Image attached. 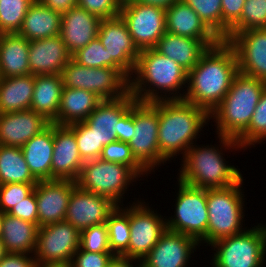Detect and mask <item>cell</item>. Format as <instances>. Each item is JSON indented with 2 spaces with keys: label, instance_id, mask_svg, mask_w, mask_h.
<instances>
[{
  "label": "cell",
  "instance_id": "48",
  "mask_svg": "<svg viewBox=\"0 0 266 267\" xmlns=\"http://www.w3.org/2000/svg\"><path fill=\"white\" fill-rule=\"evenodd\" d=\"M35 191L17 203L8 214L32 222L38 226V211Z\"/></svg>",
  "mask_w": 266,
  "mask_h": 267
},
{
  "label": "cell",
  "instance_id": "44",
  "mask_svg": "<svg viewBox=\"0 0 266 267\" xmlns=\"http://www.w3.org/2000/svg\"><path fill=\"white\" fill-rule=\"evenodd\" d=\"M37 183H10L0 185V210L8 213L17 203L29 196Z\"/></svg>",
  "mask_w": 266,
  "mask_h": 267
},
{
  "label": "cell",
  "instance_id": "11",
  "mask_svg": "<svg viewBox=\"0 0 266 267\" xmlns=\"http://www.w3.org/2000/svg\"><path fill=\"white\" fill-rule=\"evenodd\" d=\"M63 86L94 92L102 100L119 99L129 92V81L110 67H84L70 60L62 73Z\"/></svg>",
  "mask_w": 266,
  "mask_h": 267
},
{
  "label": "cell",
  "instance_id": "1",
  "mask_svg": "<svg viewBox=\"0 0 266 267\" xmlns=\"http://www.w3.org/2000/svg\"><path fill=\"white\" fill-rule=\"evenodd\" d=\"M237 73L235 50L227 41L221 40L208 48L198 64L188 72V85L183 100L211 114L229 91Z\"/></svg>",
  "mask_w": 266,
  "mask_h": 267
},
{
  "label": "cell",
  "instance_id": "17",
  "mask_svg": "<svg viewBox=\"0 0 266 267\" xmlns=\"http://www.w3.org/2000/svg\"><path fill=\"white\" fill-rule=\"evenodd\" d=\"M116 206L109 198L85 191L76 185L69 198L65 221L81 232L93 225L106 223L108 215Z\"/></svg>",
  "mask_w": 266,
  "mask_h": 267
},
{
  "label": "cell",
  "instance_id": "28",
  "mask_svg": "<svg viewBox=\"0 0 266 267\" xmlns=\"http://www.w3.org/2000/svg\"><path fill=\"white\" fill-rule=\"evenodd\" d=\"M30 41L18 33L0 34V78L30 74Z\"/></svg>",
  "mask_w": 266,
  "mask_h": 267
},
{
  "label": "cell",
  "instance_id": "27",
  "mask_svg": "<svg viewBox=\"0 0 266 267\" xmlns=\"http://www.w3.org/2000/svg\"><path fill=\"white\" fill-rule=\"evenodd\" d=\"M210 47L206 41L166 32L154 49L161 55L174 60L189 72Z\"/></svg>",
  "mask_w": 266,
  "mask_h": 267
},
{
  "label": "cell",
  "instance_id": "41",
  "mask_svg": "<svg viewBox=\"0 0 266 267\" xmlns=\"http://www.w3.org/2000/svg\"><path fill=\"white\" fill-rule=\"evenodd\" d=\"M102 160L129 166L142 180L149 173L136 161L128 143L115 141L105 145L100 156Z\"/></svg>",
  "mask_w": 266,
  "mask_h": 267
},
{
  "label": "cell",
  "instance_id": "40",
  "mask_svg": "<svg viewBox=\"0 0 266 267\" xmlns=\"http://www.w3.org/2000/svg\"><path fill=\"white\" fill-rule=\"evenodd\" d=\"M75 134L78 150L84 161L100 158L104 145L99 143L91 127L85 122L69 125Z\"/></svg>",
  "mask_w": 266,
  "mask_h": 267
},
{
  "label": "cell",
  "instance_id": "26",
  "mask_svg": "<svg viewBox=\"0 0 266 267\" xmlns=\"http://www.w3.org/2000/svg\"><path fill=\"white\" fill-rule=\"evenodd\" d=\"M53 148L54 123H50L21 147L29 170L38 181L51 180Z\"/></svg>",
  "mask_w": 266,
  "mask_h": 267
},
{
  "label": "cell",
  "instance_id": "20",
  "mask_svg": "<svg viewBox=\"0 0 266 267\" xmlns=\"http://www.w3.org/2000/svg\"><path fill=\"white\" fill-rule=\"evenodd\" d=\"M74 130L69 125L54 124V148L51 163V180L77 181L84 164Z\"/></svg>",
  "mask_w": 266,
  "mask_h": 267
},
{
  "label": "cell",
  "instance_id": "23",
  "mask_svg": "<svg viewBox=\"0 0 266 267\" xmlns=\"http://www.w3.org/2000/svg\"><path fill=\"white\" fill-rule=\"evenodd\" d=\"M50 122L31 109L0 114V144L21 148Z\"/></svg>",
  "mask_w": 266,
  "mask_h": 267
},
{
  "label": "cell",
  "instance_id": "39",
  "mask_svg": "<svg viewBox=\"0 0 266 267\" xmlns=\"http://www.w3.org/2000/svg\"><path fill=\"white\" fill-rule=\"evenodd\" d=\"M205 23V25L222 40V6L221 0H183Z\"/></svg>",
  "mask_w": 266,
  "mask_h": 267
},
{
  "label": "cell",
  "instance_id": "31",
  "mask_svg": "<svg viewBox=\"0 0 266 267\" xmlns=\"http://www.w3.org/2000/svg\"><path fill=\"white\" fill-rule=\"evenodd\" d=\"M61 16L35 0L29 7L18 34L29 41L57 36L60 34Z\"/></svg>",
  "mask_w": 266,
  "mask_h": 267
},
{
  "label": "cell",
  "instance_id": "19",
  "mask_svg": "<svg viewBox=\"0 0 266 267\" xmlns=\"http://www.w3.org/2000/svg\"><path fill=\"white\" fill-rule=\"evenodd\" d=\"M77 183L73 180H40L34 187L38 226L65 221L69 198Z\"/></svg>",
  "mask_w": 266,
  "mask_h": 267
},
{
  "label": "cell",
  "instance_id": "53",
  "mask_svg": "<svg viewBox=\"0 0 266 267\" xmlns=\"http://www.w3.org/2000/svg\"><path fill=\"white\" fill-rule=\"evenodd\" d=\"M140 4L158 6L163 9H168L172 4L179 0H134Z\"/></svg>",
  "mask_w": 266,
  "mask_h": 267
},
{
  "label": "cell",
  "instance_id": "52",
  "mask_svg": "<svg viewBox=\"0 0 266 267\" xmlns=\"http://www.w3.org/2000/svg\"><path fill=\"white\" fill-rule=\"evenodd\" d=\"M107 267H142V262L135 258L114 255Z\"/></svg>",
  "mask_w": 266,
  "mask_h": 267
},
{
  "label": "cell",
  "instance_id": "35",
  "mask_svg": "<svg viewBox=\"0 0 266 267\" xmlns=\"http://www.w3.org/2000/svg\"><path fill=\"white\" fill-rule=\"evenodd\" d=\"M106 225L111 252L114 255H124L130 242L129 205L116 206L108 215Z\"/></svg>",
  "mask_w": 266,
  "mask_h": 267
},
{
  "label": "cell",
  "instance_id": "22",
  "mask_svg": "<svg viewBox=\"0 0 266 267\" xmlns=\"http://www.w3.org/2000/svg\"><path fill=\"white\" fill-rule=\"evenodd\" d=\"M70 60L71 54L68 52L60 35L30 41V74H61Z\"/></svg>",
  "mask_w": 266,
  "mask_h": 267
},
{
  "label": "cell",
  "instance_id": "15",
  "mask_svg": "<svg viewBox=\"0 0 266 267\" xmlns=\"http://www.w3.org/2000/svg\"><path fill=\"white\" fill-rule=\"evenodd\" d=\"M80 231L66 221L39 227L34 257L36 263L71 262L79 249Z\"/></svg>",
  "mask_w": 266,
  "mask_h": 267
},
{
  "label": "cell",
  "instance_id": "9",
  "mask_svg": "<svg viewBox=\"0 0 266 267\" xmlns=\"http://www.w3.org/2000/svg\"><path fill=\"white\" fill-rule=\"evenodd\" d=\"M177 181L174 214L165 217L167 229L191 236L199 242L207 234V189Z\"/></svg>",
  "mask_w": 266,
  "mask_h": 267
},
{
  "label": "cell",
  "instance_id": "34",
  "mask_svg": "<svg viewBox=\"0 0 266 267\" xmlns=\"http://www.w3.org/2000/svg\"><path fill=\"white\" fill-rule=\"evenodd\" d=\"M38 183L24 158L22 149L0 144V185Z\"/></svg>",
  "mask_w": 266,
  "mask_h": 267
},
{
  "label": "cell",
  "instance_id": "36",
  "mask_svg": "<svg viewBox=\"0 0 266 267\" xmlns=\"http://www.w3.org/2000/svg\"><path fill=\"white\" fill-rule=\"evenodd\" d=\"M244 149H251L255 144L266 141V87L252 115L248 128L236 139Z\"/></svg>",
  "mask_w": 266,
  "mask_h": 267
},
{
  "label": "cell",
  "instance_id": "10",
  "mask_svg": "<svg viewBox=\"0 0 266 267\" xmlns=\"http://www.w3.org/2000/svg\"><path fill=\"white\" fill-rule=\"evenodd\" d=\"M158 129V101H136L134 103V129H132V139L128 145L136 161L149 174L161 166Z\"/></svg>",
  "mask_w": 266,
  "mask_h": 267
},
{
  "label": "cell",
  "instance_id": "45",
  "mask_svg": "<svg viewBox=\"0 0 266 267\" xmlns=\"http://www.w3.org/2000/svg\"><path fill=\"white\" fill-rule=\"evenodd\" d=\"M123 0H78L77 6L87 10L101 19L119 16Z\"/></svg>",
  "mask_w": 266,
  "mask_h": 267
},
{
  "label": "cell",
  "instance_id": "24",
  "mask_svg": "<svg viewBox=\"0 0 266 267\" xmlns=\"http://www.w3.org/2000/svg\"><path fill=\"white\" fill-rule=\"evenodd\" d=\"M101 20L78 6L62 14L59 35L71 55L98 36Z\"/></svg>",
  "mask_w": 266,
  "mask_h": 267
},
{
  "label": "cell",
  "instance_id": "5",
  "mask_svg": "<svg viewBox=\"0 0 266 267\" xmlns=\"http://www.w3.org/2000/svg\"><path fill=\"white\" fill-rule=\"evenodd\" d=\"M265 87L266 82L238 72L222 102L210 114L216 135L236 140L248 128Z\"/></svg>",
  "mask_w": 266,
  "mask_h": 267
},
{
  "label": "cell",
  "instance_id": "3",
  "mask_svg": "<svg viewBox=\"0 0 266 267\" xmlns=\"http://www.w3.org/2000/svg\"><path fill=\"white\" fill-rule=\"evenodd\" d=\"M217 139L220 144H214L215 146H199L194 143L183 159H179L182 164L177 179L196 188H224L235 185L243 177L242 172L238 166L236 168L228 164L224 156L228 150L233 152L244 149L233 138L217 135Z\"/></svg>",
  "mask_w": 266,
  "mask_h": 267
},
{
  "label": "cell",
  "instance_id": "16",
  "mask_svg": "<svg viewBox=\"0 0 266 267\" xmlns=\"http://www.w3.org/2000/svg\"><path fill=\"white\" fill-rule=\"evenodd\" d=\"M199 247L195 238L167 229L141 260L142 267H189V260H193L194 251Z\"/></svg>",
  "mask_w": 266,
  "mask_h": 267
},
{
  "label": "cell",
  "instance_id": "6",
  "mask_svg": "<svg viewBox=\"0 0 266 267\" xmlns=\"http://www.w3.org/2000/svg\"><path fill=\"white\" fill-rule=\"evenodd\" d=\"M243 181L242 177L235 185L207 189L208 227L207 234L199 241L200 246L205 243L210 246L247 229L243 227L246 206Z\"/></svg>",
  "mask_w": 266,
  "mask_h": 267
},
{
  "label": "cell",
  "instance_id": "25",
  "mask_svg": "<svg viewBox=\"0 0 266 267\" xmlns=\"http://www.w3.org/2000/svg\"><path fill=\"white\" fill-rule=\"evenodd\" d=\"M166 32L206 41L211 47L221 41L183 0L166 9Z\"/></svg>",
  "mask_w": 266,
  "mask_h": 267
},
{
  "label": "cell",
  "instance_id": "56",
  "mask_svg": "<svg viewBox=\"0 0 266 267\" xmlns=\"http://www.w3.org/2000/svg\"><path fill=\"white\" fill-rule=\"evenodd\" d=\"M3 214L4 213L0 210V237H1V223H2Z\"/></svg>",
  "mask_w": 266,
  "mask_h": 267
},
{
  "label": "cell",
  "instance_id": "55",
  "mask_svg": "<svg viewBox=\"0 0 266 267\" xmlns=\"http://www.w3.org/2000/svg\"><path fill=\"white\" fill-rule=\"evenodd\" d=\"M7 254V251L2 243V240L0 239V260Z\"/></svg>",
  "mask_w": 266,
  "mask_h": 267
},
{
  "label": "cell",
  "instance_id": "30",
  "mask_svg": "<svg viewBox=\"0 0 266 267\" xmlns=\"http://www.w3.org/2000/svg\"><path fill=\"white\" fill-rule=\"evenodd\" d=\"M38 230L36 224L4 213L0 239L7 253L34 254Z\"/></svg>",
  "mask_w": 266,
  "mask_h": 267
},
{
  "label": "cell",
  "instance_id": "8",
  "mask_svg": "<svg viewBox=\"0 0 266 267\" xmlns=\"http://www.w3.org/2000/svg\"><path fill=\"white\" fill-rule=\"evenodd\" d=\"M138 178L140 177L127 165L97 158L84 162L76 183L81 189L105 196L121 206L124 205L125 193L130 191L129 186L136 184Z\"/></svg>",
  "mask_w": 266,
  "mask_h": 267
},
{
  "label": "cell",
  "instance_id": "38",
  "mask_svg": "<svg viewBox=\"0 0 266 267\" xmlns=\"http://www.w3.org/2000/svg\"><path fill=\"white\" fill-rule=\"evenodd\" d=\"M260 28H266V0H246L240 19L227 34V42L238 32Z\"/></svg>",
  "mask_w": 266,
  "mask_h": 267
},
{
  "label": "cell",
  "instance_id": "43",
  "mask_svg": "<svg viewBox=\"0 0 266 267\" xmlns=\"http://www.w3.org/2000/svg\"><path fill=\"white\" fill-rule=\"evenodd\" d=\"M79 248L88 252H111L106 223L93 225L82 230Z\"/></svg>",
  "mask_w": 266,
  "mask_h": 267
},
{
  "label": "cell",
  "instance_id": "32",
  "mask_svg": "<svg viewBox=\"0 0 266 267\" xmlns=\"http://www.w3.org/2000/svg\"><path fill=\"white\" fill-rule=\"evenodd\" d=\"M63 87L61 74L35 75L30 109L51 123L58 116Z\"/></svg>",
  "mask_w": 266,
  "mask_h": 267
},
{
  "label": "cell",
  "instance_id": "49",
  "mask_svg": "<svg viewBox=\"0 0 266 267\" xmlns=\"http://www.w3.org/2000/svg\"><path fill=\"white\" fill-rule=\"evenodd\" d=\"M36 260L33 254L7 253L0 260V267H35Z\"/></svg>",
  "mask_w": 266,
  "mask_h": 267
},
{
  "label": "cell",
  "instance_id": "47",
  "mask_svg": "<svg viewBox=\"0 0 266 267\" xmlns=\"http://www.w3.org/2000/svg\"><path fill=\"white\" fill-rule=\"evenodd\" d=\"M246 0H221L222 40L227 41L230 28L240 19Z\"/></svg>",
  "mask_w": 266,
  "mask_h": 267
},
{
  "label": "cell",
  "instance_id": "46",
  "mask_svg": "<svg viewBox=\"0 0 266 267\" xmlns=\"http://www.w3.org/2000/svg\"><path fill=\"white\" fill-rule=\"evenodd\" d=\"M112 252H88L80 248L74 253L71 264L73 267H107L113 258Z\"/></svg>",
  "mask_w": 266,
  "mask_h": 267
},
{
  "label": "cell",
  "instance_id": "12",
  "mask_svg": "<svg viewBox=\"0 0 266 267\" xmlns=\"http://www.w3.org/2000/svg\"><path fill=\"white\" fill-rule=\"evenodd\" d=\"M119 16L139 51L155 48L166 33V9L123 0Z\"/></svg>",
  "mask_w": 266,
  "mask_h": 267
},
{
  "label": "cell",
  "instance_id": "37",
  "mask_svg": "<svg viewBox=\"0 0 266 267\" xmlns=\"http://www.w3.org/2000/svg\"><path fill=\"white\" fill-rule=\"evenodd\" d=\"M35 0H0V34L18 33Z\"/></svg>",
  "mask_w": 266,
  "mask_h": 267
},
{
  "label": "cell",
  "instance_id": "33",
  "mask_svg": "<svg viewBox=\"0 0 266 267\" xmlns=\"http://www.w3.org/2000/svg\"><path fill=\"white\" fill-rule=\"evenodd\" d=\"M34 85L33 74L0 78V114L30 109Z\"/></svg>",
  "mask_w": 266,
  "mask_h": 267
},
{
  "label": "cell",
  "instance_id": "13",
  "mask_svg": "<svg viewBox=\"0 0 266 267\" xmlns=\"http://www.w3.org/2000/svg\"><path fill=\"white\" fill-rule=\"evenodd\" d=\"M128 204L130 242L123 256L142 260L167 230L166 219L151 208L148 201L135 199Z\"/></svg>",
  "mask_w": 266,
  "mask_h": 267
},
{
  "label": "cell",
  "instance_id": "14",
  "mask_svg": "<svg viewBox=\"0 0 266 267\" xmlns=\"http://www.w3.org/2000/svg\"><path fill=\"white\" fill-rule=\"evenodd\" d=\"M97 37L108 52V67L116 68L129 81L140 51L123 19H102Z\"/></svg>",
  "mask_w": 266,
  "mask_h": 267
},
{
  "label": "cell",
  "instance_id": "7",
  "mask_svg": "<svg viewBox=\"0 0 266 267\" xmlns=\"http://www.w3.org/2000/svg\"><path fill=\"white\" fill-rule=\"evenodd\" d=\"M210 246L215 251L211 256L212 267H265L266 223H258Z\"/></svg>",
  "mask_w": 266,
  "mask_h": 267
},
{
  "label": "cell",
  "instance_id": "51",
  "mask_svg": "<svg viewBox=\"0 0 266 267\" xmlns=\"http://www.w3.org/2000/svg\"><path fill=\"white\" fill-rule=\"evenodd\" d=\"M47 8L58 12L59 14H64L71 8H74L78 4V0H39Z\"/></svg>",
  "mask_w": 266,
  "mask_h": 267
},
{
  "label": "cell",
  "instance_id": "18",
  "mask_svg": "<svg viewBox=\"0 0 266 267\" xmlns=\"http://www.w3.org/2000/svg\"><path fill=\"white\" fill-rule=\"evenodd\" d=\"M228 43L237 55L238 72L266 82V28L238 32Z\"/></svg>",
  "mask_w": 266,
  "mask_h": 267
},
{
  "label": "cell",
  "instance_id": "4",
  "mask_svg": "<svg viewBox=\"0 0 266 267\" xmlns=\"http://www.w3.org/2000/svg\"><path fill=\"white\" fill-rule=\"evenodd\" d=\"M158 118L161 166L181 154L183 158L211 120L205 109L184 100H159Z\"/></svg>",
  "mask_w": 266,
  "mask_h": 267
},
{
  "label": "cell",
  "instance_id": "29",
  "mask_svg": "<svg viewBox=\"0 0 266 267\" xmlns=\"http://www.w3.org/2000/svg\"><path fill=\"white\" fill-rule=\"evenodd\" d=\"M101 101L94 92L63 87L58 116L51 123L70 125L85 121Z\"/></svg>",
  "mask_w": 266,
  "mask_h": 267
},
{
  "label": "cell",
  "instance_id": "42",
  "mask_svg": "<svg viewBox=\"0 0 266 267\" xmlns=\"http://www.w3.org/2000/svg\"><path fill=\"white\" fill-rule=\"evenodd\" d=\"M71 59L84 67H108V52L98 37L72 54Z\"/></svg>",
  "mask_w": 266,
  "mask_h": 267
},
{
  "label": "cell",
  "instance_id": "50",
  "mask_svg": "<svg viewBox=\"0 0 266 267\" xmlns=\"http://www.w3.org/2000/svg\"><path fill=\"white\" fill-rule=\"evenodd\" d=\"M132 129H134V104L120 118L119 141L129 143L132 139Z\"/></svg>",
  "mask_w": 266,
  "mask_h": 267
},
{
  "label": "cell",
  "instance_id": "54",
  "mask_svg": "<svg viewBox=\"0 0 266 267\" xmlns=\"http://www.w3.org/2000/svg\"><path fill=\"white\" fill-rule=\"evenodd\" d=\"M35 267H73L71 262L64 263H36Z\"/></svg>",
  "mask_w": 266,
  "mask_h": 267
},
{
  "label": "cell",
  "instance_id": "21",
  "mask_svg": "<svg viewBox=\"0 0 266 267\" xmlns=\"http://www.w3.org/2000/svg\"><path fill=\"white\" fill-rule=\"evenodd\" d=\"M137 100L128 92L119 99L102 100L85 122L104 146L119 141L120 118Z\"/></svg>",
  "mask_w": 266,
  "mask_h": 267
},
{
  "label": "cell",
  "instance_id": "2",
  "mask_svg": "<svg viewBox=\"0 0 266 267\" xmlns=\"http://www.w3.org/2000/svg\"><path fill=\"white\" fill-rule=\"evenodd\" d=\"M187 85L188 71L154 48L140 51L129 78V92L139 102L183 100Z\"/></svg>",
  "mask_w": 266,
  "mask_h": 267
}]
</instances>
